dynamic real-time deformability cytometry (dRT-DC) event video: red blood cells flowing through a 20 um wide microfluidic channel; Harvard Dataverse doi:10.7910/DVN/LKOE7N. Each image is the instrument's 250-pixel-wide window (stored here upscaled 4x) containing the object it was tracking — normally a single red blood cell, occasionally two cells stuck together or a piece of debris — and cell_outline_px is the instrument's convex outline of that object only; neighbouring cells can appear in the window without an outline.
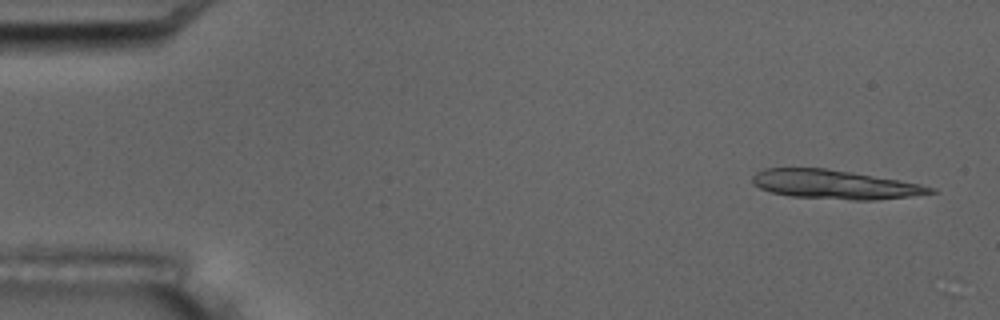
{"species": "common noctule bat (a hibernating species)", "species_latin": "Nyctalus noctula", "temperature_condition": "room temperature", "stored_images_in_passage": 5, "camera_frame_rate_fps": 3000, "um_per_image_px": 0.085, "animal": {"sex": "male", "body_mass_g": 17.5, "forearm_length_mm": 52.3}, "frame": {"image": 1, "passage_image": 1, "time_ms": 0.0, "image_size_px": [1000, 320], "cell_outline_px": [[940, 192], [908, 196], [872, 200], [852, 200], [788, 196], [772, 192], [760, 188], [752, 184], [752, 176], [756, 172], [764, 168], [824, 168], [852, 172], [920, 184], [936, 188]], "centroid_in_image_um": [70.93, 15.68], "position_along_channel_um": 14.1, "area_um2": 29.94}}